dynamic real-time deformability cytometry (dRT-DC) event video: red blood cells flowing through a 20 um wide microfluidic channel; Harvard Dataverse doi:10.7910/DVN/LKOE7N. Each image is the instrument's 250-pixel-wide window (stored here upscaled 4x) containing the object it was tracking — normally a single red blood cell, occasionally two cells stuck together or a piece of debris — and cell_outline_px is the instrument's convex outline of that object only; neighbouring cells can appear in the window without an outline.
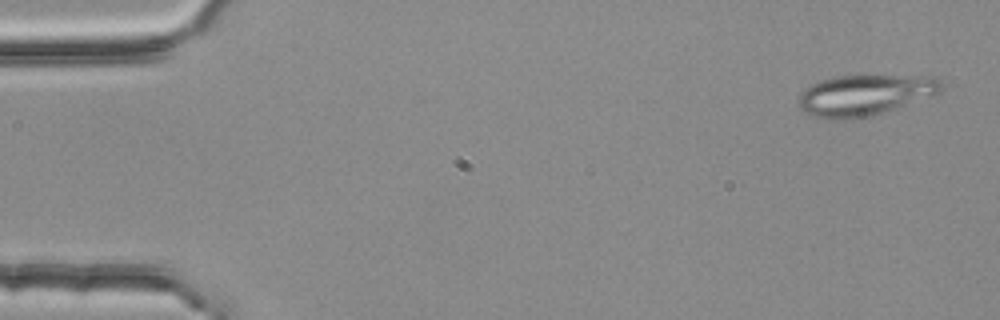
{"species": "common noctule bat (a hibernating species)", "species_latin": "Nyctalus noctula", "temperature_condition": "room temperature", "stored_images_in_passage": 3, "camera_frame_rate_fps": 3000, "um_per_image_px": 0.085, "animal": {"sex": "female", "body_mass_g": 25.1}, "frame": {"image": 1, "passage_image": 1, "time_ms": 0.0, "image_size_px": [1000, 320], "cell_outline_px": [[944, 88], [940, 92], [868, 116], [836, 120], [824, 120], [812, 116], [804, 112], [800, 108], [800, 92], [804, 88], [812, 84], [832, 76], [936, 76], [944, 84]], "centroid_in_image_um": [73.45, 8.07], "position_along_channel_um": 11.5, "area_um2": 33.52}}